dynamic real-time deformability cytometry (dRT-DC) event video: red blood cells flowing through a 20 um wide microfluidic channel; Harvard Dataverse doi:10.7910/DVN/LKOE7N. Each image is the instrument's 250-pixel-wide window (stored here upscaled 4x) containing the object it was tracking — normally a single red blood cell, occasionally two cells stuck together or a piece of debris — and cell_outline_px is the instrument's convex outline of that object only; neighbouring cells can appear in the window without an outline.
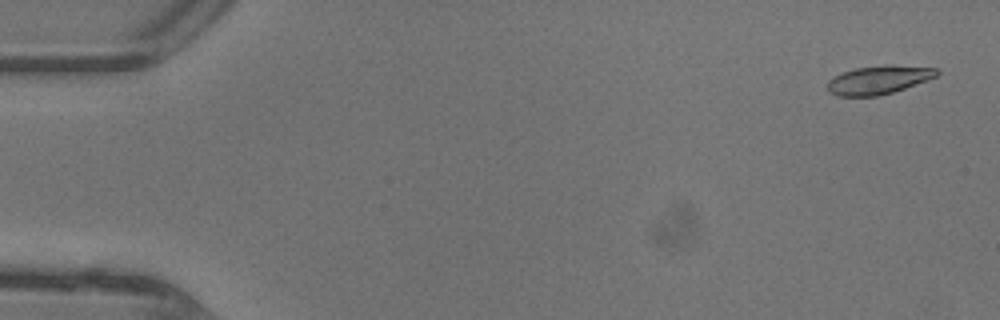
{"species": "common noctule bat (a hibernating species)", "species_latin": "Nyctalus noctula", "temperature_condition": "warm", "stored_images_in_passage": 47, "camera_frame_rate_fps": 3000, "um_per_image_px": 0.085, "animal": {"sex": "female"}, "frame": {"image": 1, "passage_image": 2, "time_ms": 0.333, "image_size_px": [1000, 320], "cell_outline_px": [[940, 72], [936, 76], [928, 80], [892, 92], [876, 96], [836, 96], [828, 92], [828, 80], [832, 76], [856, 68], [884, 64], [892, 64], [940, 68]], "centroid_in_image_um": [74.7, 6.77], "position_along_channel_um": 10.3, "area_um2": 18.38}}
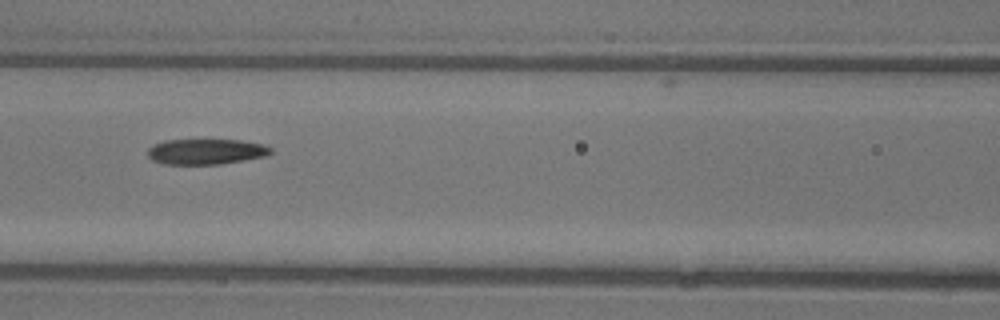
{"frame": {"image": 2, "passage_image": 21, "time_ms": 6.667, "image_size_px": [1000, 320], "cell_outline_px": [[272, 152], [268, 156], [220, 164], [164, 164], [152, 160], [148, 156], [148, 148], [152, 144], [164, 140], [240, 140], [264, 144], [272, 148]], "centroid_in_image_um": [17.52, 12.88], "position_along_channel_um": 149.1, "area_um2": 18.44}}
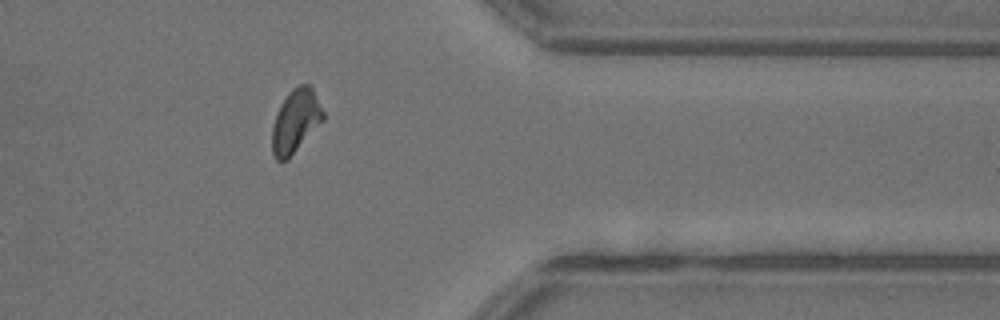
{"frame": {"image": 3, "passage_image": 38, "time_ms": 12.333, "image_size_px": [1000, 320], "cell_outline_px": [[324, 120], [288, 160], [276, 160], [272, 152], [272, 128], [276, 112], [280, 104], [288, 92], [292, 88], [300, 84], [308, 84], [312, 88], [324, 112]], "centroid_in_image_um": [25.12, 10.29], "position_along_channel_um": 386.3, "area_um2": 18.96}, "authors_computed_cell_mechanics": {"area_um2": 18.9006, "velocity_mm_per_s": 4.4573, "shape_relaxation_time_tau1_ms": 4.3224, "shape_relaxation_time_tau2_ms": 3.2339, "deformation_change_tau1": 0.1556, "deformation_change_tau2": 0.1081}}